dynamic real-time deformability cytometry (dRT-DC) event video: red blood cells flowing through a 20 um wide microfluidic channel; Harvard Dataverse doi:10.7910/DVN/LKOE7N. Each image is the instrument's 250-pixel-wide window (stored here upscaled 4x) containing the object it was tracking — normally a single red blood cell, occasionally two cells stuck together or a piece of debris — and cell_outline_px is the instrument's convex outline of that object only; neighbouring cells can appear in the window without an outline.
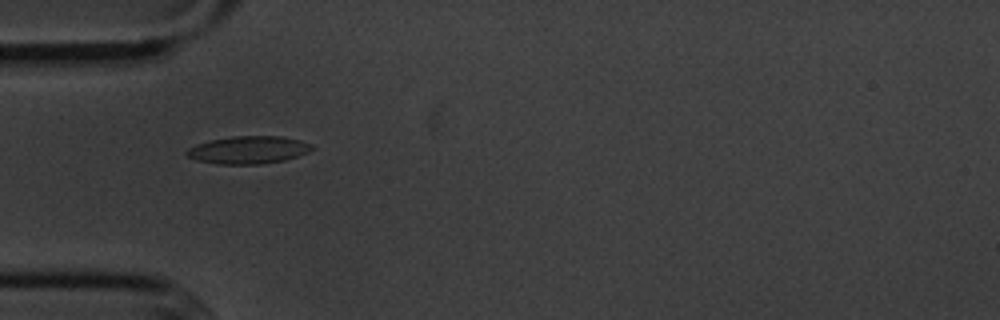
{"species": "common noctule bat (a hibernating species)", "species_latin": "Nyctalus noctula", "temperature_condition": "cold", "stored_images_in_passage": 11, "camera_frame_rate_fps": 3000, "um_per_image_px": 0.085, "animal": {"sex": "male", "body_mass_g": 20.1, "forearm_length_mm": 53.5}, "frame": {"image": 1, "passage_image": 1, "time_ms": 0.0, "image_size_px": [1000, 320], "cell_outline_px": [[316, 148], [308, 152], [284, 160], [260, 164], [216, 164], [196, 160], [188, 156], [184, 152], [188, 148], [196, 144], [212, 140], [232, 136], [280, 136], [300, 140], [312, 144]], "centroid_in_image_um": [21.11, 12.74], "position_along_channel_um": 63.9, "area_um2": 20.17}}
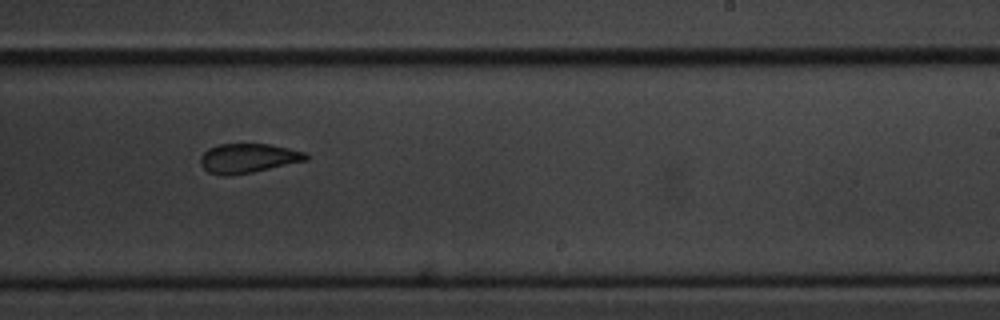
{"frame": {"image": 2, "passage_image": 6, "time_ms": 5.667, "image_size_px": [1000, 320], "cell_outline_px": [[308, 160], [252, 172], [228, 176], [224, 176], [208, 172], [200, 164], [200, 156], [208, 148], [220, 144], [268, 144], [288, 148], [304, 152], [308, 156]], "centroid_in_image_um": [21.05, 13.45], "position_along_channel_um": 267.9, "area_um2": 17.98}}
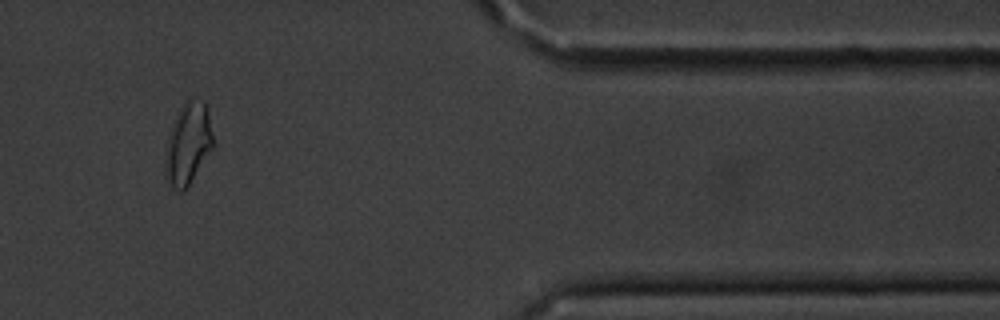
{"frame": {"image": 3, "passage_image": 9, "time_ms": 10.0, "image_size_px": [1000, 320], "cell_outline_px": [[216, 144], [188, 188], [184, 192], [180, 192], [172, 184], [168, 176], [168, 148], [172, 132], [180, 108], [188, 100], [192, 100], [204, 104], [208, 108]], "centroid_in_image_um": [16.13, 12.24], "position_along_channel_um": 395.3, "area_um2": 21.62}, "authors_computed_cell_mechanics": {"area_um2": 19.5364, "velocity_mm_per_s": 3.606, "shape_relaxation_time_tau1_ms": 3.0529, "shape_relaxation_time_tau2_ms": 1.4738, "deformation_change_tau1": 0.086, "deformation_change_tau2": 0.0479}}